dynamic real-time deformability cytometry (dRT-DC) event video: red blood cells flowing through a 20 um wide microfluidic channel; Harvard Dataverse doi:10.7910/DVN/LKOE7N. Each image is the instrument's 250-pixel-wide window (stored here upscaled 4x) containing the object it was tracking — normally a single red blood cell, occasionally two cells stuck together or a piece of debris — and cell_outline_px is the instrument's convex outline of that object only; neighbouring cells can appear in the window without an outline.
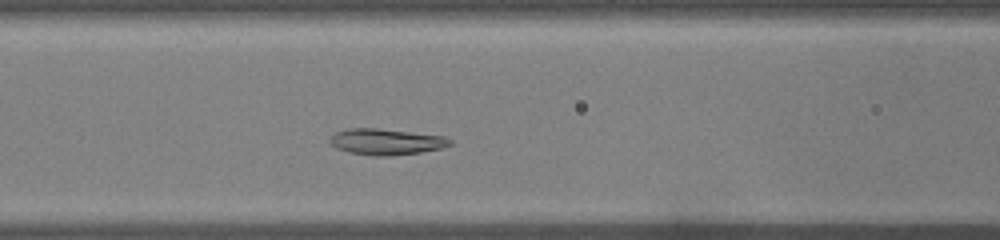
{"species": "common noctule bat (a hibernating species)", "species_latin": "Nyctalus noctula", "temperature_condition": "warm", "stored_images_in_passage": 34, "camera_frame_rate_fps": 3000, "um_per_image_px": 0.085, "animal": {"sex": "male", "body_mass_g": 19.0, "forearm_length_mm": 50.8}, "frame": {"image": 1, "passage_image": 10, "time_ms": 3.0, "image_size_px": [1000, 240], "cell_outline_px": [[452, 144], [440, 148], [420, 152], [388, 156], [376, 156], [348, 152], [336, 148], [328, 140], [328, 136], [336, 132], [348, 128], [376, 128], [444, 136], [452, 140]], "centroid_in_image_um": [32.77, 12.04], "position_along_channel_um": 133.8, "area_um2": 18.21}}
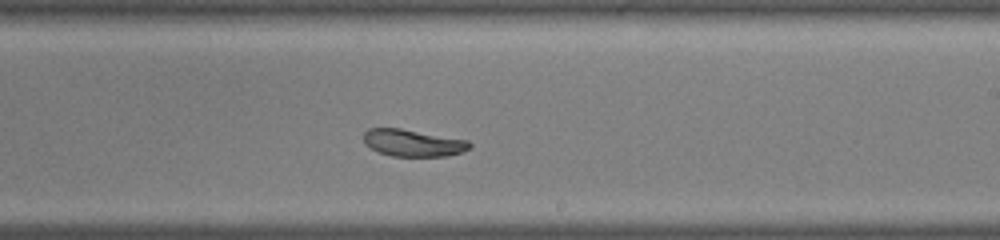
{"frame": {"image": 2, "passage_image": 19, "time_ms": 6.0, "image_size_px": [1000, 240], "cell_outline_px": [[472, 148], [460, 152], [444, 156], [392, 156], [376, 152], [364, 144], [364, 132], [368, 128], [400, 128], [468, 140], [472, 144]], "centroid_in_image_um": [35.07, 12.15], "position_along_channel_um": 253.9, "area_um2": 16.76}}
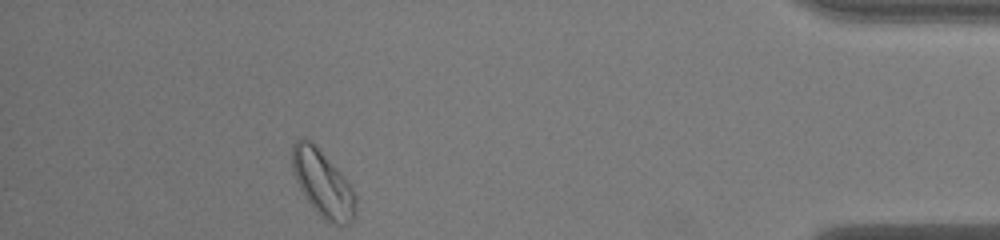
{"frame": {"image": 3, "passage_image": 34, "time_ms": 11.0, "image_size_px": [1000, 240], "cell_outline_px": [[356, 216], [352, 224], [332, 224], [324, 220], [316, 212], [304, 196], [296, 180], [292, 168], [292, 144], [300, 136], [308, 140], [344, 176], [352, 188], [356, 196]], "centroid_in_image_um": [27.45, 15.66], "position_along_channel_um": 407.7, "area_um2": 24.39}, "authors_computed_cell_mechanics": {"area_um2": 18.4382, "velocity_mm_per_s": 4.0213, "shape_relaxation_time_tau1_ms": 2.9517, "shape_relaxation_time_tau2_ms": null, "deformation_change_tau1": 0.1037, "deformation_change_tau2": null}}